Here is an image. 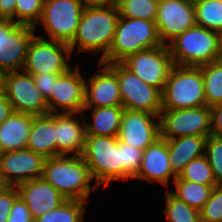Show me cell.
Returning <instances> with one entry per match:
<instances>
[{
    "label": "cell",
    "instance_id": "22",
    "mask_svg": "<svg viewBox=\"0 0 222 222\" xmlns=\"http://www.w3.org/2000/svg\"><path fill=\"white\" fill-rule=\"evenodd\" d=\"M56 113L33 117L26 148L45 159L56 157Z\"/></svg>",
    "mask_w": 222,
    "mask_h": 222
},
{
    "label": "cell",
    "instance_id": "23",
    "mask_svg": "<svg viewBox=\"0 0 222 222\" xmlns=\"http://www.w3.org/2000/svg\"><path fill=\"white\" fill-rule=\"evenodd\" d=\"M206 138L188 135L174 139H165L171 170L176 177L180 176L184 167L190 161L204 155Z\"/></svg>",
    "mask_w": 222,
    "mask_h": 222
},
{
    "label": "cell",
    "instance_id": "27",
    "mask_svg": "<svg viewBox=\"0 0 222 222\" xmlns=\"http://www.w3.org/2000/svg\"><path fill=\"white\" fill-rule=\"evenodd\" d=\"M204 80L206 105L222 102V59L199 66Z\"/></svg>",
    "mask_w": 222,
    "mask_h": 222
},
{
    "label": "cell",
    "instance_id": "33",
    "mask_svg": "<svg viewBox=\"0 0 222 222\" xmlns=\"http://www.w3.org/2000/svg\"><path fill=\"white\" fill-rule=\"evenodd\" d=\"M44 0H16L15 23L36 28L41 19Z\"/></svg>",
    "mask_w": 222,
    "mask_h": 222
},
{
    "label": "cell",
    "instance_id": "42",
    "mask_svg": "<svg viewBox=\"0 0 222 222\" xmlns=\"http://www.w3.org/2000/svg\"><path fill=\"white\" fill-rule=\"evenodd\" d=\"M16 0H0V19L11 20L15 23Z\"/></svg>",
    "mask_w": 222,
    "mask_h": 222
},
{
    "label": "cell",
    "instance_id": "40",
    "mask_svg": "<svg viewBox=\"0 0 222 222\" xmlns=\"http://www.w3.org/2000/svg\"><path fill=\"white\" fill-rule=\"evenodd\" d=\"M211 109V134L222 137V102L216 103Z\"/></svg>",
    "mask_w": 222,
    "mask_h": 222
},
{
    "label": "cell",
    "instance_id": "46",
    "mask_svg": "<svg viewBox=\"0 0 222 222\" xmlns=\"http://www.w3.org/2000/svg\"><path fill=\"white\" fill-rule=\"evenodd\" d=\"M220 50L222 55V30L219 32Z\"/></svg>",
    "mask_w": 222,
    "mask_h": 222
},
{
    "label": "cell",
    "instance_id": "39",
    "mask_svg": "<svg viewBox=\"0 0 222 222\" xmlns=\"http://www.w3.org/2000/svg\"><path fill=\"white\" fill-rule=\"evenodd\" d=\"M60 75L62 74L43 73L33 76L35 85L40 91V93L43 95L45 100H47L50 97L51 91L53 90L54 87V82Z\"/></svg>",
    "mask_w": 222,
    "mask_h": 222
},
{
    "label": "cell",
    "instance_id": "1",
    "mask_svg": "<svg viewBox=\"0 0 222 222\" xmlns=\"http://www.w3.org/2000/svg\"><path fill=\"white\" fill-rule=\"evenodd\" d=\"M116 3L109 5L85 6L80 17L76 35L69 44L72 53H102L99 62L108 54L119 19Z\"/></svg>",
    "mask_w": 222,
    "mask_h": 222
},
{
    "label": "cell",
    "instance_id": "31",
    "mask_svg": "<svg viewBox=\"0 0 222 222\" xmlns=\"http://www.w3.org/2000/svg\"><path fill=\"white\" fill-rule=\"evenodd\" d=\"M164 197L166 206L163 212L168 222H201L199 210L178 199L169 190Z\"/></svg>",
    "mask_w": 222,
    "mask_h": 222
},
{
    "label": "cell",
    "instance_id": "30",
    "mask_svg": "<svg viewBox=\"0 0 222 222\" xmlns=\"http://www.w3.org/2000/svg\"><path fill=\"white\" fill-rule=\"evenodd\" d=\"M159 0H115L119 16L154 21Z\"/></svg>",
    "mask_w": 222,
    "mask_h": 222
},
{
    "label": "cell",
    "instance_id": "26",
    "mask_svg": "<svg viewBox=\"0 0 222 222\" xmlns=\"http://www.w3.org/2000/svg\"><path fill=\"white\" fill-rule=\"evenodd\" d=\"M173 183L175 190H170V192L197 210H200L205 205L213 189L211 185H203L186 180H174Z\"/></svg>",
    "mask_w": 222,
    "mask_h": 222
},
{
    "label": "cell",
    "instance_id": "38",
    "mask_svg": "<svg viewBox=\"0 0 222 222\" xmlns=\"http://www.w3.org/2000/svg\"><path fill=\"white\" fill-rule=\"evenodd\" d=\"M7 222H34L27 204L20 196L13 202Z\"/></svg>",
    "mask_w": 222,
    "mask_h": 222
},
{
    "label": "cell",
    "instance_id": "19",
    "mask_svg": "<svg viewBox=\"0 0 222 222\" xmlns=\"http://www.w3.org/2000/svg\"><path fill=\"white\" fill-rule=\"evenodd\" d=\"M19 196L27 204L32 219L62 205L66 199L43 177L25 181L17 186Z\"/></svg>",
    "mask_w": 222,
    "mask_h": 222
},
{
    "label": "cell",
    "instance_id": "29",
    "mask_svg": "<svg viewBox=\"0 0 222 222\" xmlns=\"http://www.w3.org/2000/svg\"><path fill=\"white\" fill-rule=\"evenodd\" d=\"M87 201L66 200L59 207L38 217L34 222H84Z\"/></svg>",
    "mask_w": 222,
    "mask_h": 222
},
{
    "label": "cell",
    "instance_id": "34",
    "mask_svg": "<svg viewBox=\"0 0 222 222\" xmlns=\"http://www.w3.org/2000/svg\"><path fill=\"white\" fill-rule=\"evenodd\" d=\"M144 150L121 142L120 181L133 180L139 172Z\"/></svg>",
    "mask_w": 222,
    "mask_h": 222
},
{
    "label": "cell",
    "instance_id": "25",
    "mask_svg": "<svg viewBox=\"0 0 222 222\" xmlns=\"http://www.w3.org/2000/svg\"><path fill=\"white\" fill-rule=\"evenodd\" d=\"M93 109L90 122L85 119L86 135L117 137L124 112L122 105L105 106L98 108H84L83 112Z\"/></svg>",
    "mask_w": 222,
    "mask_h": 222
},
{
    "label": "cell",
    "instance_id": "28",
    "mask_svg": "<svg viewBox=\"0 0 222 222\" xmlns=\"http://www.w3.org/2000/svg\"><path fill=\"white\" fill-rule=\"evenodd\" d=\"M196 23L209 30H222V0H193Z\"/></svg>",
    "mask_w": 222,
    "mask_h": 222
},
{
    "label": "cell",
    "instance_id": "41",
    "mask_svg": "<svg viewBox=\"0 0 222 222\" xmlns=\"http://www.w3.org/2000/svg\"><path fill=\"white\" fill-rule=\"evenodd\" d=\"M14 113L10 104L4 86L0 87V125Z\"/></svg>",
    "mask_w": 222,
    "mask_h": 222
},
{
    "label": "cell",
    "instance_id": "8",
    "mask_svg": "<svg viewBox=\"0 0 222 222\" xmlns=\"http://www.w3.org/2000/svg\"><path fill=\"white\" fill-rule=\"evenodd\" d=\"M85 5L81 0H44L42 25L50 40L70 44L76 35Z\"/></svg>",
    "mask_w": 222,
    "mask_h": 222
},
{
    "label": "cell",
    "instance_id": "9",
    "mask_svg": "<svg viewBox=\"0 0 222 222\" xmlns=\"http://www.w3.org/2000/svg\"><path fill=\"white\" fill-rule=\"evenodd\" d=\"M35 35L28 47L23 70L30 75L65 74L72 66L68 64L72 55L68 44L47 40Z\"/></svg>",
    "mask_w": 222,
    "mask_h": 222
},
{
    "label": "cell",
    "instance_id": "20",
    "mask_svg": "<svg viewBox=\"0 0 222 222\" xmlns=\"http://www.w3.org/2000/svg\"><path fill=\"white\" fill-rule=\"evenodd\" d=\"M84 114L56 113V156L82 155L86 140ZM78 115L82 117V122L78 120Z\"/></svg>",
    "mask_w": 222,
    "mask_h": 222
},
{
    "label": "cell",
    "instance_id": "4",
    "mask_svg": "<svg viewBox=\"0 0 222 222\" xmlns=\"http://www.w3.org/2000/svg\"><path fill=\"white\" fill-rule=\"evenodd\" d=\"M161 45L154 21L120 16L109 52L101 62H122L131 54Z\"/></svg>",
    "mask_w": 222,
    "mask_h": 222
},
{
    "label": "cell",
    "instance_id": "10",
    "mask_svg": "<svg viewBox=\"0 0 222 222\" xmlns=\"http://www.w3.org/2000/svg\"><path fill=\"white\" fill-rule=\"evenodd\" d=\"M160 137L174 139L182 136L208 137L211 134L210 106L185 109H162L159 113Z\"/></svg>",
    "mask_w": 222,
    "mask_h": 222
},
{
    "label": "cell",
    "instance_id": "47",
    "mask_svg": "<svg viewBox=\"0 0 222 222\" xmlns=\"http://www.w3.org/2000/svg\"><path fill=\"white\" fill-rule=\"evenodd\" d=\"M0 43H1V19H0Z\"/></svg>",
    "mask_w": 222,
    "mask_h": 222
},
{
    "label": "cell",
    "instance_id": "5",
    "mask_svg": "<svg viewBox=\"0 0 222 222\" xmlns=\"http://www.w3.org/2000/svg\"><path fill=\"white\" fill-rule=\"evenodd\" d=\"M162 94V109L196 108L206 105L200 67L173 65Z\"/></svg>",
    "mask_w": 222,
    "mask_h": 222
},
{
    "label": "cell",
    "instance_id": "11",
    "mask_svg": "<svg viewBox=\"0 0 222 222\" xmlns=\"http://www.w3.org/2000/svg\"><path fill=\"white\" fill-rule=\"evenodd\" d=\"M122 63L143 82L161 92L174 65L168 45L163 44L131 54Z\"/></svg>",
    "mask_w": 222,
    "mask_h": 222
},
{
    "label": "cell",
    "instance_id": "16",
    "mask_svg": "<svg viewBox=\"0 0 222 222\" xmlns=\"http://www.w3.org/2000/svg\"><path fill=\"white\" fill-rule=\"evenodd\" d=\"M45 158L28 148L0 153V172L9 186L43 176Z\"/></svg>",
    "mask_w": 222,
    "mask_h": 222
},
{
    "label": "cell",
    "instance_id": "18",
    "mask_svg": "<svg viewBox=\"0 0 222 222\" xmlns=\"http://www.w3.org/2000/svg\"><path fill=\"white\" fill-rule=\"evenodd\" d=\"M85 81L84 108L122 105L117 74L105 63Z\"/></svg>",
    "mask_w": 222,
    "mask_h": 222
},
{
    "label": "cell",
    "instance_id": "36",
    "mask_svg": "<svg viewBox=\"0 0 222 222\" xmlns=\"http://www.w3.org/2000/svg\"><path fill=\"white\" fill-rule=\"evenodd\" d=\"M199 212L201 222H222V185L213 187L209 199Z\"/></svg>",
    "mask_w": 222,
    "mask_h": 222
},
{
    "label": "cell",
    "instance_id": "35",
    "mask_svg": "<svg viewBox=\"0 0 222 222\" xmlns=\"http://www.w3.org/2000/svg\"><path fill=\"white\" fill-rule=\"evenodd\" d=\"M204 155L211 165L216 183L222 185V137L210 134L206 138Z\"/></svg>",
    "mask_w": 222,
    "mask_h": 222
},
{
    "label": "cell",
    "instance_id": "43",
    "mask_svg": "<svg viewBox=\"0 0 222 222\" xmlns=\"http://www.w3.org/2000/svg\"><path fill=\"white\" fill-rule=\"evenodd\" d=\"M85 6L109 5L115 3V0H81Z\"/></svg>",
    "mask_w": 222,
    "mask_h": 222
},
{
    "label": "cell",
    "instance_id": "17",
    "mask_svg": "<svg viewBox=\"0 0 222 222\" xmlns=\"http://www.w3.org/2000/svg\"><path fill=\"white\" fill-rule=\"evenodd\" d=\"M118 140L145 150L160 138L159 115L124 110Z\"/></svg>",
    "mask_w": 222,
    "mask_h": 222
},
{
    "label": "cell",
    "instance_id": "45",
    "mask_svg": "<svg viewBox=\"0 0 222 222\" xmlns=\"http://www.w3.org/2000/svg\"><path fill=\"white\" fill-rule=\"evenodd\" d=\"M4 72L0 70V87L3 86V82H4Z\"/></svg>",
    "mask_w": 222,
    "mask_h": 222
},
{
    "label": "cell",
    "instance_id": "37",
    "mask_svg": "<svg viewBox=\"0 0 222 222\" xmlns=\"http://www.w3.org/2000/svg\"><path fill=\"white\" fill-rule=\"evenodd\" d=\"M19 196L16 186H9L0 192V222H7L13 202Z\"/></svg>",
    "mask_w": 222,
    "mask_h": 222
},
{
    "label": "cell",
    "instance_id": "12",
    "mask_svg": "<svg viewBox=\"0 0 222 222\" xmlns=\"http://www.w3.org/2000/svg\"><path fill=\"white\" fill-rule=\"evenodd\" d=\"M3 86L14 112L35 116L49 113L47 101L33 76L24 70L5 73Z\"/></svg>",
    "mask_w": 222,
    "mask_h": 222
},
{
    "label": "cell",
    "instance_id": "21",
    "mask_svg": "<svg viewBox=\"0 0 222 222\" xmlns=\"http://www.w3.org/2000/svg\"><path fill=\"white\" fill-rule=\"evenodd\" d=\"M170 164L167 142L160 137L144 150L141 166L134 180L158 182L166 187L169 185L170 178L172 180L177 178Z\"/></svg>",
    "mask_w": 222,
    "mask_h": 222
},
{
    "label": "cell",
    "instance_id": "24",
    "mask_svg": "<svg viewBox=\"0 0 222 222\" xmlns=\"http://www.w3.org/2000/svg\"><path fill=\"white\" fill-rule=\"evenodd\" d=\"M34 116L14 112L0 125V153L26 148Z\"/></svg>",
    "mask_w": 222,
    "mask_h": 222
},
{
    "label": "cell",
    "instance_id": "13",
    "mask_svg": "<svg viewBox=\"0 0 222 222\" xmlns=\"http://www.w3.org/2000/svg\"><path fill=\"white\" fill-rule=\"evenodd\" d=\"M34 27L1 19L0 70L4 73L23 70L28 47L36 35Z\"/></svg>",
    "mask_w": 222,
    "mask_h": 222
},
{
    "label": "cell",
    "instance_id": "14",
    "mask_svg": "<svg viewBox=\"0 0 222 222\" xmlns=\"http://www.w3.org/2000/svg\"><path fill=\"white\" fill-rule=\"evenodd\" d=\"M163 45L197 25L193 0H159L155 19Z\"/></svg>",
    "mask_w": 222,
    "mask_h": 222
},
{
    "label": "cell",
    "instance_id": "15",
    "mask_svg": "<svg viewBox=\"0 0 222 222\" xmlns=\"http://www.w3.org/2000/svg\"><path fill=\"white\" fill-rule=\"evenodd\" d=\"M85 81L78 66L60 75L46 100L49 113H82Z\"/></svg>",
    "mask_w": 222,
    "mask_h": 222
},
{
    "label": "cell",
    "instance_id": "7",
    "mask_svg": "<svg viewBox=\"0 0 222 222\" xmlns=\"http://www.w3.org/2000/svg\"><path fill=\"white\" fill-rule=\"evenodd\" d=\"M105 64L117 74L124 109L159 115L162 110V93L159 89L143 82L122 62Z\"/></svg>",
    "mask_w": 222,
    "mask_h": 222
},
{
    "label": "cell",
    "instance_id": "6",
    "mask_svg": "<svg viewBox=\"0 0 222 222\" xmlns=\"http://www.w3.org/2000/svg\"><path fill=\"white\" fill-rule=\"evenodd\" d=\"M82 157L95 184L105 187L120 181L121 141L118 137L86 135Z\"/></svg>",
    "mask_w": 222,
    "mask_h": 222
},
{
    "label": "cell",
    "instance_id": "3",
    "mask_svg": "<svg viewBox=\"0 0 222 222\" xmlns=\"http://www.w3.org/2000/svg\"><path fill=\"white\" fill-rule=\"evenodd\" d=\"M174 65L199 67L222 59L219 32L195 25L168 44Z\"/></svg>",
    "mask_w": 222,
    "mask_h": 222
},
{
    "label": "cell",
    "instance_id": "2",
    "mask_svg": "<svg viewBox=\"0 0 222 222\" xmlns=\"http://www.w3.org/2000/svg\"><path fill=\"white\" fill-rule=\"evenodd\" d=\"M66 200L87 201L99 188L82 155H60L45 160L43 176Z\"/></svg>",
    "mask_w": 222,
    "mask_h": 222
},
{
    "label": "cell",
    "instance_id": "44",
    "mask_svg": "<svg viewBox=\"0 0 222 222\" xmlns=\"http://www.w3.org/2000/svg\"><path fill=\"white\" fill-rule=\"evenodd\" d=\"M9 185L6 183L2 173L0 172V192H3Z\"/></svg>",
    "mask_w": 222,
    "mask_h": 222
},
{
    "label": "cell",
    "instance_id": "32",
    "mask_svg": "<svg viewBox=\"0 0 222 222\" xmlns=\"http://www.w3.org/2000/svg\"><path fill=\"white\" fill-rule=\"evenodd\" d=\"M175 180H186L203 185L217 186L211 165L205 155L193 159L185 167L183 172Z\"/></svg>",
    "mask_w": 222,
    "mask_h": 222
}]
</instances>
